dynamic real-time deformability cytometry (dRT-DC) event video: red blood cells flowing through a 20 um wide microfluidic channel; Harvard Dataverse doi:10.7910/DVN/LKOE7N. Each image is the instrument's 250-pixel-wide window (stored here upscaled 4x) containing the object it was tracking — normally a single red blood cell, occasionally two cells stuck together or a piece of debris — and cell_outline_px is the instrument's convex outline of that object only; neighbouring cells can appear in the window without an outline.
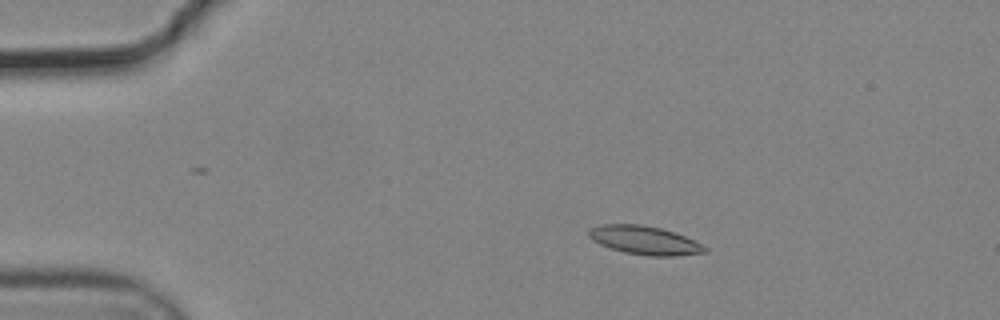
{"species": "common noctule bat (a hibernating species)", "species_latin": "Nyctalus noctula", "temperature_condition": "cold", "stored_images_in_passage": 46, "camera_frame_rate_fps": 3000, "um_per_image_px": 0.085, "animal": {"sex": "male", "body_mass_g": 19.2, "forearm_length_mm": 51.8}, "frame": {"image": 1, "passage_image": 1, "time_ms": 0.0, "image_size_px": [1000, 320], "cell_outline_px": [[708, 252], [676, 256], [648, 256], [624, 252], [600, 244], [592, 240], [588, 236], [588, 232], [592, 228], [600, 224], [640, 224], [660, 228], [684, 236], [708, 248]], "centroid_in_image_um": [54.78, 20.43], "position_along_channel_um": 30.2, "area_um2": 19.13}}
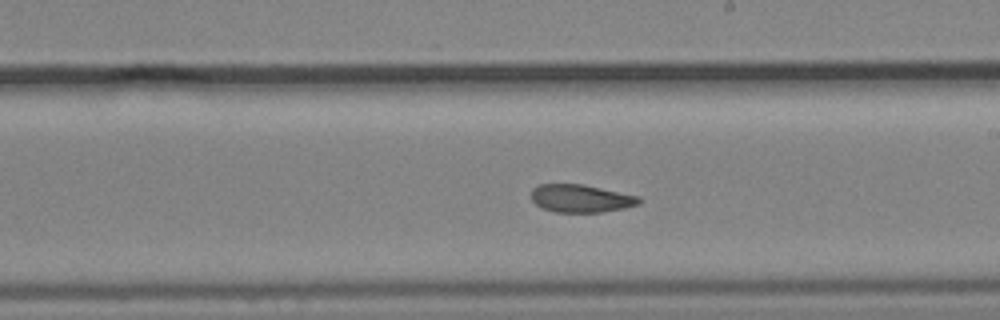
{"frame": {"image": 2, "passage_image": 23, "time_ms": 7.333, "image_size_px": [1000, 320], "cell_outline_px": [[640, 204], [624, 208], [600, 212], [552, 212], [540, 208], [532, 200], [532, 188], [540, 184], [584, 184], [640, 196]], "centroid_in_image_um": [49.37, 16.86], "position_along_channel_um": 239.6, "area_um2": 17.63}}
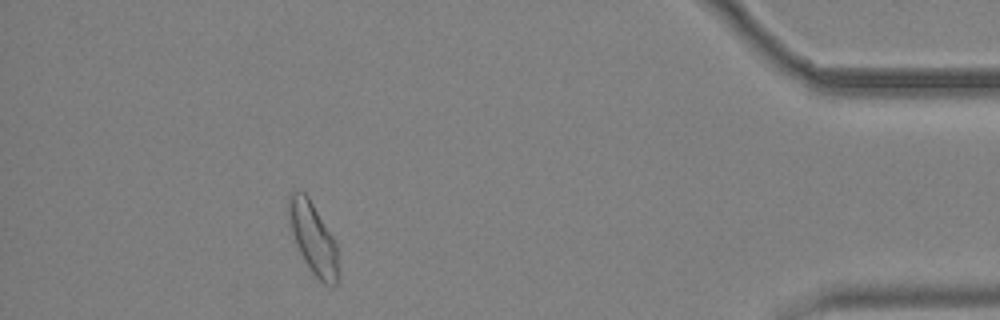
{"frame": {"image": 3, "passage_image": 41, "time_ms": 13.333, "image_size_px": [1000, 320], "cell_outline_px": [[336, 284], [332, 288], [324, 284], [312, 272], [304, 260], [296, 244], [292, 232], [288, 216], [288, 196], [292, 192], [304, 192], [308, 196], [332, 236], [336, 244]], "centroid_in_image_um": [26.58, 20.23], "position_along_channel_um": 408.6, "area_um2": 19.94}, "authors_computed_cell_mechanics": {"area_um2": 18.6116, "velocity_mm_per_s": 3.6851, "shape_relaxation_time_tau1_ms": 5.82, "shape_relaxation_time_tau2_ms": 3.3471, "deformation_change_tau1": 0.1422, "deformation_change_tau2": 0.0929}}